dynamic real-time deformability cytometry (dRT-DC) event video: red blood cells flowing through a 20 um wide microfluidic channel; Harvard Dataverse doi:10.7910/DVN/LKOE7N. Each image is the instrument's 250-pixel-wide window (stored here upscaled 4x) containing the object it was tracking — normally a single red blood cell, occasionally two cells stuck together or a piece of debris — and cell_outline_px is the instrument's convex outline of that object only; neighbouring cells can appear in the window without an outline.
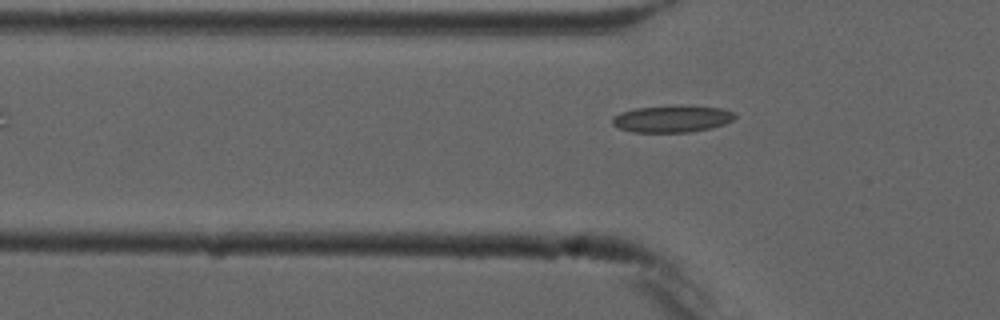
{"species": "common noctule bat (a hibernating species)", "species_latin": "Nyctalus noctula", "temperature_condition": "cold", "stored_images_in_passage": 3, "camera_frame_rate_fps": 3000, "um_per_image_px": 0.085, "animal": {"sex": "male", "forearm_length_mm": 52.5}, "frame": {"image": 1, "passage_image": 3, "time_ms": 2.333, "image_size_px": [1000, 320], "cell_outline_px": [[736, 116], [732, 120], [724, 124], [712, 128], [688, 132], [632, 132], [620, 128], [612, 124], [612, 116], [620, 112], [636, 108], [720, 108], [736, 112]], "centroid_in_image_um": [57.1, 10.15], "position_along_channel_um": 68.7, "area_um2": 18.32}}